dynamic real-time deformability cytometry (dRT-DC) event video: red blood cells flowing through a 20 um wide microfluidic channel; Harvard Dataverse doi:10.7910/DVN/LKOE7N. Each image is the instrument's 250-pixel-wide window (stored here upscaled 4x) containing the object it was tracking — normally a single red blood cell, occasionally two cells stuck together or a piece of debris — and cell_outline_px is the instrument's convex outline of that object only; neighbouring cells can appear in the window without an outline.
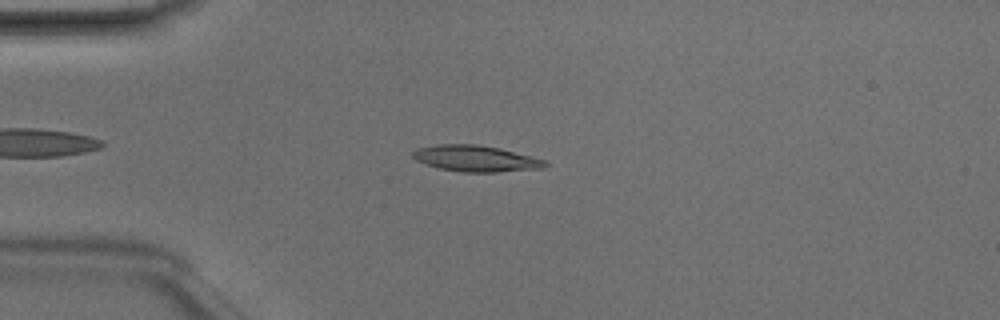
{"species": "Egyptian fruit bat (a non-hibernating species)", "species_latin": "Rousettus aegyptiacus", "temperature_condition": "room temperature", "stored_images_in_passage": 4, "camera_frame_rate_fps": 3000, "um_per_image_px": 0.085, "animal": {"sex": "male"}, "frame": {"image": 1, "passage_image": 4, "time_ms": 1.0, "image_size_px": [1000, 320], "cell_outline_px": [[552, 164], [544, 168], [496, 172], [464, 172], [440, 168], [424, 164], [416, 160], [412, 156], [412, 152], [416, 148], [436, 144], [476, 144], [500, 148], [548, 160]], "centroid_in_image_um": [40.49, 13.47], "position_along_channel_um": 44.5, "area_um2": 20.46}}